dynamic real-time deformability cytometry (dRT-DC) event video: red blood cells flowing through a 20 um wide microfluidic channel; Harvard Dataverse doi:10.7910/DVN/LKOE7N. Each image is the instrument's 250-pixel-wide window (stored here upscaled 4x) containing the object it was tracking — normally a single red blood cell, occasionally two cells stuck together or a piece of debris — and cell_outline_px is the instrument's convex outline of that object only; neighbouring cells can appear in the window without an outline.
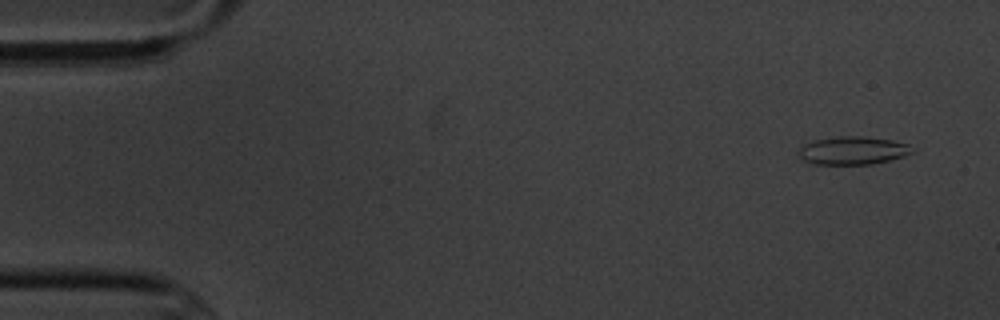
{"species": "common noctule bat (a hibernating species)", "species_latin": "Nyctalus noctula", "temperature_condition": "cold", "stored_images_in_passage": 9, "camera_frame_rate_fps": 3000, "um_per_image_px": 0.085, "animal": {"sex": "male", "body_mass_g": 20.1, "forearm_length_mm": 53.5}, "frame": {"image": 1, "passage_image": 2, "time_ms": 1.0, "image_size_px": [1000, 320], "cell_outline_px": [[912, 152], [904, 156], [872, 164], [816, 164], [800, 160], [796, 152], [804, 144], [816, 140], [836, 136], [864, 136], [892, 140], [908, 144]], "centroid_in_image_um": [72.42, 12.79], "position_along_channel_um": 12.6, "area_um2": 18.55}}
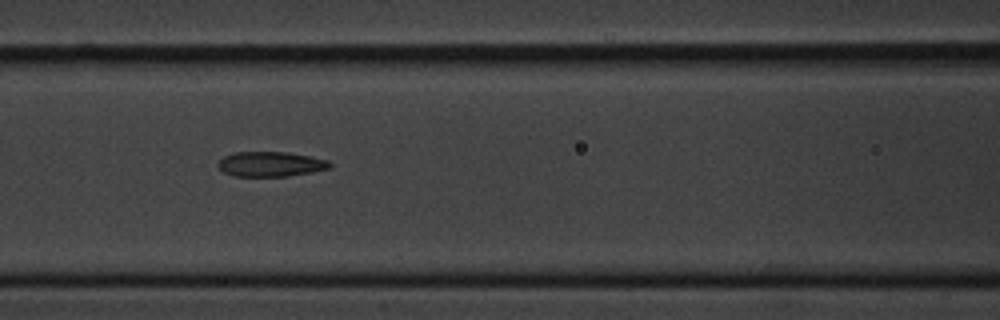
{"frame": {"image": 2, "passage_image": 8, "time_ms": 8.0, "image_size_px": [1000, 320], "cell_outline_px": [[332, 168], [312, 172], [288, 176], [236, 176], [224, 172], [216, 164], [224, 156], [232, 152], [288, 152], [328, 160], [332, 164]], "centroid_in_image_um": [23.02, 13.94], "position_along_channel_um": 143.6, "area_um2": 16.24}}
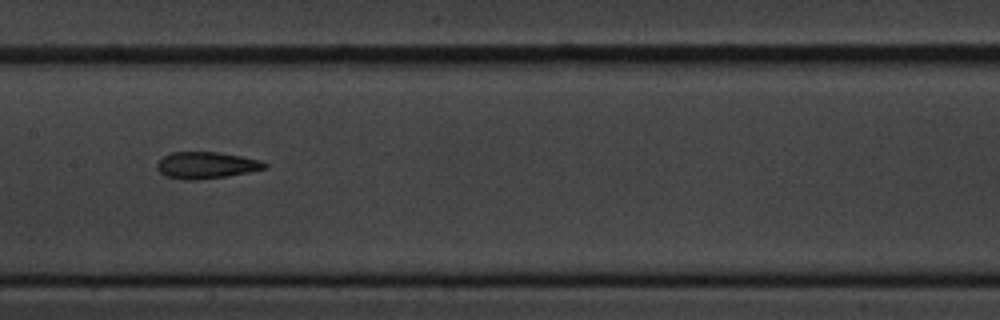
{"frame": {"image": 3, "passage_image": 9, "time_ms": 9.333, "image_size_px": [1000, 320], "cell_outline_px": [[268, 164], [264, 168], [248, 172], [224, 176], [196, 180], [180, 180], [164, 176], [156, 168], [156, 164], [164, 156], [172, 152], [220, 152], [264, 160]], "centroid_in_image_um": [17.51, 14.04], "position_along_channel_um": 189.9, "area_um2": 16.82}}